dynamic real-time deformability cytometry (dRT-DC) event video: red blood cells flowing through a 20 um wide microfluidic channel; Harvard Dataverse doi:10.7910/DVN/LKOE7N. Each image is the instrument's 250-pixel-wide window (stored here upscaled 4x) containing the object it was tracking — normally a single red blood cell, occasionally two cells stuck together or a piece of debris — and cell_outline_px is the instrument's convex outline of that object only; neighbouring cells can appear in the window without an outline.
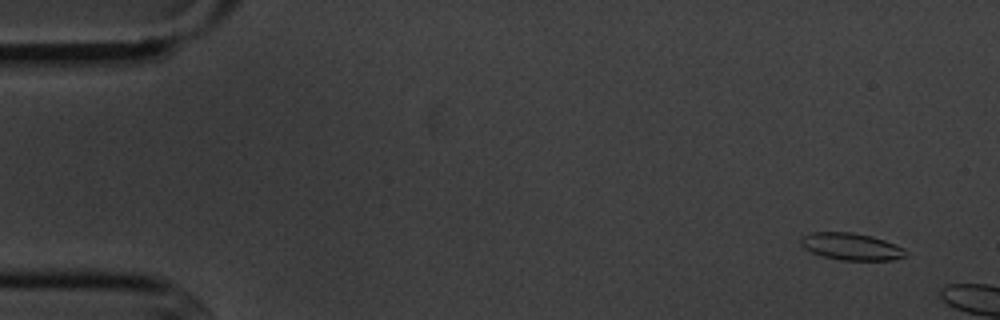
{"species": "common noctule bat (a hibernating species)", "species_latin": "Nyctalus noctula", "temperature_condition": "cold", "stored_images_in_passage": 3, "camera_frame_rate_fps": 3000, "um_per_image_px": 0.085, "animal": {"sex": "male", "body_mass_g": 20.1, "forearm_length_mm": 53.5}, "frame": {"image": 1, "passage_image": 1, "time_ms": 0.0, "image_size_px": [1000, 320], "cell_outline_px": [[908, 256], [892, 260], [840, 260], [824, 256], [812, 252], [804, 248], [800, 244], [800, 240], [804, 236], [812, 232], [852, 232], [872, 236], [884, 240], [904, 248], [908, 252]], "centroid_in_image_um": [72.39, 20.96], "position_along_channel_um": 12.6, "area_um2": 16.53}}